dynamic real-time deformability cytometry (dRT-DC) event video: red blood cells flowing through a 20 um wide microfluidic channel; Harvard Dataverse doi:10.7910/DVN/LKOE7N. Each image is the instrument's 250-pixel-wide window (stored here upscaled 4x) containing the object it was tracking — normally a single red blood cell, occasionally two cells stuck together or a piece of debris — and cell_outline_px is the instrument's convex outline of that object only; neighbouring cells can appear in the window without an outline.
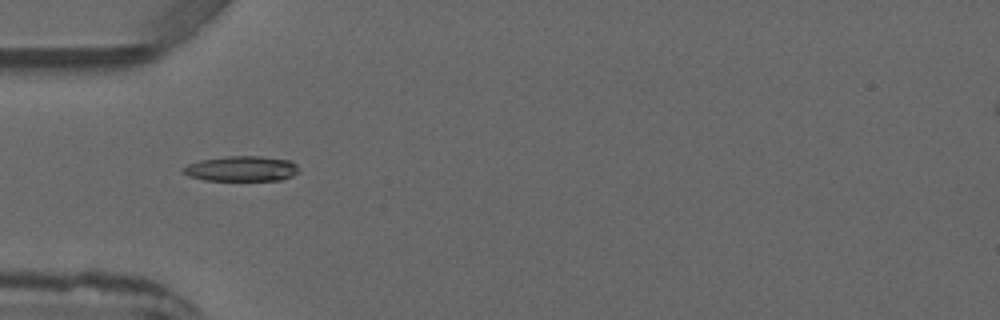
{"species": "common noctule bat (a hibernating species)", "species_latin": "Nyctalus noctula", "temperature_condition": "warm", "stored_images_in_passage": 1, "camera_frame_rate_fps": 3000, "um_per_image_px": 0.085, "animal": {"sex": "male", "forearm_length_mm": 52.5}, "frame": {"image": 1, "passage_image": 1, "time_ms": 0.0, "image_size_px": [1000, 320], "cell_outline_px": [[300, 172], [292, 176], [280, 180], [204, 180], [188, 176], [180, 168], [188, 164], [200, 160], [228, 156], [260, 156], [292, 160], [296, 164]], "centroid_in_image_um": [20.55, 14.33], "position_along_channel_um": 64.5, "area_um2": 17.11}}